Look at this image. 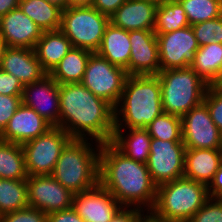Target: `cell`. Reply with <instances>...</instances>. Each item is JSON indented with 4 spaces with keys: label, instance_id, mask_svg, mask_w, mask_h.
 Here are the masks:
<instances>
[{
    "label": "cell",
    "instance_id": "cell-1",
    "mask_svg": "<svg viewBox=\"0 0 222 222\" xmlns=\"http://www.w3.org/2000/svg\"><path fill=\"white\" fill-rule=\"evenodd\" d=\"M99 183L125 208L149 213L154 207L157 186L147 164L130 159L111 142L100 147Z\"/></svg>",
    "mask_w": 222,
    "mask_h": 222
},
{
    "label": "cell",
    "instance_id": "cell-2",
    "mask_svg": "<svg viewBox=\"0 0 222 222\" xmlns=\"http://www.w3.org/2000/svg\"><path fill=\"white\" fill-rule=\"evenodd\" d=\"M59 127L72 139L111 142L115 129L114 107L81 83L59 85Z\"/></svg>",
    "mask_w": 222,
    "mask_h": 222
},
{
    "label": "cell",
    "instance_id": "cell-3",
    "mask_svg": "<svg viewBox=\"0 0 222 222\" xmlns=\"http://www.w3.org/2000/svg\"><path fill=\"white\" fill-rule=\"evenodd\" d=\"M115 129L146 128L163 113L157 75H129L114 108Z\"/></svg>",
    "mask_w": 222,
    "mask_h": 222
},
{
    "label": "cell",
    "instance_id": "cell-4",
    "mask_svg": "<svg viewBox=\"0 0 222 222\" xmlns=\"http://www.w3.org/2000/svg\"><path fill=\"white\" fill-rule=\"evenodd\" d=\"M94 144V145H93ZM101 143L89 139H71L62 149L51 176L73 194L99 183Z\"/></svg>",
    "mask_w": 222,
    "mask_h": 222
},
{
    "label": "cell",
    "instance_id": "cell-5",
    "mask_svg": "<svg viewBox=\"0 0 222 222\" xmlns=\"http://www.w3.org/2000/svg\"><path fill=\"white\" fill-rule=\"evenodd\" d=\"M209 198L205 184L182 177L157 187L149 214L158 222H188Z\"/></svg>",
    "mask_w": 222,
    "mask_h": 222
},
{
    "label": "cell",
    "instance_id": "cell-6",
    "mask_svg": "<svg viewBox=\"0 0 222 222\" xmlns=\"http://www.w3.org/2000/svg\"><path fill=\"white\" fill-rule=\"evenodd\" d=\"M157 76L164 113L182 117L203 102L208 84L191 67L160 70Z\"/></svg>",
    "mask_w": 222,
    "mask_h": 222
},
{
    "label": "cell",
    "instance_id": "cell-7",
    "mask_svg": "<svg viewBox=\"0 0 222 222\" xmlns=\"http://www.w3.org/2000/svg\"><path fill=\"white\" fill-rule=\"evenodd\" d=\"M109 17L92 6L66 7L62 10L60 30L73 47L96 52L101 44Z\"/></svg>",
    "mask_w": 222,
    "mask_h": 222
},
{
    "label": "cell",
    "instance_id": "cell-8",
    "mask_svg": "<svg viewBox=\"0 0 222 222\" xmlns=\"http://www.w3.org/2000/svg\"><path fill=\"white\" fill-rule=\"evenodd\" d=\"M71 136L58 126L22 144L28 176L51 175Z\"/></svg>",
    "mask_w": 222,
    "mask_h": 222
},
{
    "label": "cell",
    "instance_id": "cell-9",
    "mask_svg": "<svg viewBox=\"0 0 222 222\" xmlns=\"http://www.w3.org/2000/svg\"><path fill=\"white\" fill-rule=\"evenodd\" d=\"M128 76L125 69L113 65L94 52L89 57L81 84L115 108Z\"/></svg>",
    "mask_w": 222,
    "mask_h": 222
},
{
    "label": "cell",
    "instance_id": "cell-10",
    "mask_svg": "<svg viewBox=\"0 0 222 222\" xmlns=\"http://www.w3.org/2000/svg\"><path fill=\"white\" fill-rule=\"evenodd\" d=\"M185 149L183 141L151 139L150 155L146 164L157 187L184 176Z\"/></svg>",
    "mask_w": 222,
    "mask_h": 222
},
{
    "label": "cell",
    "instance_id": "cell-11",
    "mask_svg": "<svg viewBox=\"0 0 222 222\" xmlns=\"http://www.w3.org/2000/svg\"><path fill=\"white\" fill-rule=\"evenodd\" d=\"M182 141L186 149H222V135L202 102L181 117Z\"/></svg>",
    "mask_w": 222,
    "mask_h": 222
},
{
    "label": "cell",
    "instance_id": "cell-12",
    "mask_svg": "<svg viewBox=\"0 0 222 222\" xmlns=\"http://www.w3.org/2000/svg\"><path fill=\"white\" fill-rule=\"evenodd\" d=\"M161 70L190 67L199 49L191 26L166 34H156Z\"/></svg>",
    "mask_w": 222,
    "mask_h": 222
},
{
    "label": "cell",
    "instance_id": "cell-13",
    "mask_svg": "<svg viewBox=\"0 0 222 222\" xmlns=\"http://www.w3.org/2000/svg\"><path fill=\"white\" fill-rule=\"evenodd\" d=\"M27 192L29 207L46 214L72 207L74 194L51 175L29 176Z\"/></svg>",
    "mask_w": 222,
    "mask_h": 222
},
{
    "label": "cell",
    "instance_id": "cell-14",
    "mask_svg": "<svg viewBox=\"0 0 222 222\" xmlns=\"http://www.w3.org/2000/svg\"><path fill=\"white\" fill-rule=\"evenodd\" d=\"M72 208L85 222H110L123 208L100 183L73 195Z\"/></svg>",
    "mask_w": 222,
    "mask_h": 222
},
{
    "label": "cell",
    "instance_id": "cell-15",
    "mask_svg": "<svg viewBox=\"0 0 222 222\" xmlns=\"http://www.w3.org/2000/svg\"><path fill=\"white\" fill-rule=\"evenodd\" d=\"M22 104L35 110L52 126L59 127V84L49 75L24 86Z\"/></svg>",
    "mask_w": 222,
    "mask_h": 222
},
{
    "label": "cell",
    "instance_id": "cell-16",
    "mask_svg": "<svg viewBox=\"0 0 222 222\" xmlns=\"http://www.w3.org/2000/svg\"><path fill=\"white\" fill-rule=\"evenodd\" d=\"M131 53L128 75H157L160 70L159 45L153 30L129 31Z\"/></svg>",
    "mask_w": 222,
    "mask_h": 222
},
{
    "label": "cell",
    "instance_id": "cell-17",
    "mask_svg": "<svg viewBox=\"0 0 222 222\" xmlns=\"http://www.w3.org/2000/svg\"><path fill=\"white\" fill-rule=\"evenodd\" d=\"M42 30L18 7L0 18V37L7 47L35 48Z\"/></svg>",
    "mask_w": 222,
    "mask_h": 222
},
{
    "label": "cell",
    "instance_id": "cell-18",
    "mask_svg": "<svg viewBox=\"0 0 222 222\" xmlns=\"http://www.w3.org/2000/svg\"><path fill=\"white\" fill-rule=\"evenodd\" d=\"M52 127L35 110L21 104L0 133V140L22 145L41 136Z\"/></svg>",
    "mask_w": 222,
    "mask_h": 222
},
{
    "label": "cell",
    "instance_id": "cell-19",
    "mask_svg": "<svg viewBox=\"0 0 222 222\" xmlns=\"http://www.w3.org/2000/svg\"><path fill=\"white\" fill-rule=\"evenodd\" d=\"M158 3L152 0H127L109 18L112 25L126 31L154 30Z\"/></svg>",
    "mask_w": 222,
    "mask_h": 222
},
{
    "label": "cell",
    "instance_id": "cell-20",
    "mask_svg": "<svg viewBox=\"0 0 222 222\" xmlns=\"http://www.w3.org/2000/svg\"><path fill=\"white\" fill-rule=\"evenodd\" d=\"M0 68L18 78L23 86L38 81L47 74L35 51L30 48L7 47Z\"/></svg>",
    "mask_w": 222,
    "mask_h": 222
},
{
    "label": "cell",
    "instance_id": "cell-21",
    "mask_svg": "<svg viewBox=\"0 0 222 222\" xmlns=\"http://www.w3.org/2000/svg\"><path fill=\"white\" fill-rule=\"evenodd\" d=\"M221 163L222 149H185L183 177L208 186Z\"/></svg>",
    "mask_w": 222,
    "mask_h": 222
},
{
    "label": "cell",
    "instance_id": "cell-22",
    "mask_svg": "<svg viewBox=\"0 0 222 222\" xmlns=\"http://www.w3.org/2000/svg\"><path fill=\"white\" fill-rule=\"evenodd\" d=\"M96 53L113 65L126 70L131 53L129 31L109 23L105 28L100 47Z\"/></svg>",
    "mask_w": 222,
    "mask_h": 222
},
{
    "label": "cell",
    "instance_id": "cell-23",
    "mask_svg": "<svg viewBox=\"0 0 222 222\" xmlns=\"http://www.w3.org/2000/svg\"><path fill=\"white\" fill-rule=\"evenodd\" d=\"M72 47L71 41L58 29L42 32L34 51L42 69L49 74Z\"/></svg>",
    "mask_w": 222,
    "mask_h": 222
},
{
    "label": "cell",
    "instance_id": "cell-24",
    "mask_svg": "<svg viewBox=\"0 0 222 222\" xmlns=\"http://www.w3.org/2000/svg\"><path fill=\"white\" fill-rule=\"evenodd\" d=\"M151 139L146 128L114 129L111 143L130 159L147 163Z\"/></svg>",
    "mask_w": 222,
    "mask_h": 222
},
{
    "label": "cell",
    "instance_id": "cell-25",
    "mask_svg": "<svg viewBox=\"0 0 222 222\" xmlns=\"http://www.w3.org/2000/svg\"><path fill=\"white\" fill-rule=\"evenodd\" d=\"M93 52L72 47L49 75L59 84L81 83L90 55Z\"/></svg>",
    "mask_w": 222,
    "mask_h": 222
},
{
    "label": "cell",
    "instance_id": "cell-26",
    "mask_svg": "<svg viewBox=\"0 0 222 222\" xmlns=\"http://www.w3.org/2000/svg\"><path fill=\"white\" fill-rule=\"evenodd\" d=\"M18 7L43 32L58 30L61 27L63 9L53 3L46 0H20Z\"/></svg>",
    "mask_w": 222,
    "mask_h": 222
},
{
    "label": "cell",
    "instance_id": "cell-27",
    "mask_svg": "<svg viewBox=\"0 0 222 222\" xmlns=\"http://www.w3.org/2000/svg\"><path fill=\"white\" fill-rule=\"evenodd\" d=\"M190 67L208 85H212L222 71V44L212 42L199 47Z\"/></svg>",
    "mask_w": 222,
    "mask_h": 222
},
{
    "label": "cell",
    "instance_id": "cell-28",
    "mask_svg": "<svg viewBox=\"0 0 222 222\" xmlns=\"http://www.w3.org/2000/svg\"><path fill=\"white\" fill-rule=\"evenodd\" d=\"M28 177L22 145L0 140V178L21 180Z\"/></svg>",
    "mask_w": 222,
    "mask_h": 222
},
{
    "label": "cell",
    "instance_id": "cell-29",
    "mask_svg": "<svg viewBox=\"0 0 222 222\" xmlns=\"http://www.w3.org/2000/svg\"><path fill=\"white\" fill-rule=\"evenodd\" d=\"M190 26L185 10L177 0L158 3L154 32L166 34Z\"/></svg>",
    "mask_w": 222,
    "mask_h": 222
},
{
    "label": "cell",
    "instance_id": "cell-30",
    "mask_svg": "<svg viewBox=\"0 0 222 222\" xmlns=\"http://www.w3.org/2000/svg\"><path fill=\"white\" fill-rule=\"evenodd\" d=\"M28 206L27 179L0 178V216Z\"/></svg>",
    "mask_w": 222,
    "mask_h": 222
},
{
    "label": "cell",
    "instance_id": "cell-31",
    "mask_svg": "<svg viewBox=\"0 0 222 222\" xmlns=\"http://www.w3.org/2000/svg\"><path fill=\"white\" fill-rule=\"evenodd\" d=\"M190 26L222 16V0H177Z\"/></svg>",
    "mask_w": 222,
    "mask_h": 222
},
{
    "label": "cell",
    "instance_id": "cell-32",
    "mask_svg": "<svg viewBox=\"0 0 222 222\" xmlns=\"http://www.w3.org/2000/svg\"><path fill=\"white\" fill-rule=\"evenodd\" d=\"M151 138L162 141H182L181 117L162 113L146 127Z\"/></svg>",
    "mask_w": 222,
    "mask_h": 222
},
{
    "label": "cell",
    "instance_id": "cell-33",
    "mask_svg": "<svg viewBox=\"0 0 222 222\" xmlns=\"http://www.w3.org/2000/svg\"><path fill=\"white\" fill-rule=\"evenodd\" d=\"M199 47L214 43L222 44V16L191 26Z\"/></svg>",
    "mask_w": 222,
    "mask_h": 222
},
{
    "label": "cell",
    "instance_id": "cell-34",
    "mask_svg": "<svg viewBox=\"0 0 222 222\" xmlns=\"http://www.w3.org/2000/svg\"><path fill=\"white\" fill-rule=\"evenodd\" d=\"M203 102L207 105L211 119L222 135V90L208 85Z\"/></svg>",
    "mask_w": 222,
    "mask_h": 222
},
{
    "label": "cell",
    "instance_id": "cell-35",
    "mask_svg": "<svg viewBox=\"0 0 222 222\" xmlns=\"http://www.w3.org/2000/svg\"><path fill=\"white\" fill-rule=\"evenodd\" d=\"M188 222H222V199L209 198Z\"/></svg>",
    "mask_w": 222,
    "mask_h": 222
},
{
    "label": "cell",
    "instance_id": "cell-36",
    "mask_svg": "<svg viewBox=\"0 0 222 222\" xmlns=\"http://www.w3.org/2000/svg\"><path fill=\"white\" fill-rule=\"evenodd\" d=\"M48 214L42 210L26 207L0 216V222H47Z\"/></svg>",
    "mask_w": 222,
    "mask_h": 222
},
{
    "label": "cell",
    "instance_id": "cell-37",
    "mask_svg": "<svg viewBox=\"0 0 222 222\" xmlns=\"http://www.w3.org/2000/svg\"><path fill=\"white\" fill-rule=\"evenodd\" d=\"M21 104V96L0 94V133Z\"/></svg>",
    "mask_w": 222,
    "mask_h": 222
},
{
    "label": "cell",
    "instance_id": "cell-38",
    "mask_svg": "<svg viewBox=\"0 0 222 222\" xmlns=\"http://www.w3.org/2000/svg\"><path fill=\"white\" fill-rule=\"evenodd\" d=\"M24 86L14 75L0 68V94L9 96H22Z\"/></svg>",
    "mask_w": 222,
    "mask_h": 222
},
{
    "label": "cell",
    "instance_id": "cell-39",
    "mask_svg": "<svg viewBox=\"0 0 222 222\" xmlns=\"http://www.w3.org/2000/svg\"><path fill=\"white\" fill-rule=\"evenodd\" d=\"M149 218L148 212L123 207L110 222H146Z\"/></svg>",
    "mask_w": 222,
    "mask_h": 222
},
{
    "label": "cell",
    "instance_id": "cell-40",
    "mask_svg": "<svg viewBox=\"0 0 222 222\" xmlns=\"http://www.w3.org/2000/svg\"><path fill=\"white\" fill-rule=\"evenodd\" d=\"M47 222H85L71 207L48 214Z\"/></svg>",
    "mask_w": 222,
    "mask_h": 222
},
{
    "label": "cell",
    "instance_id": "cell-41",
    "mask_svg": "<svg viewBox=\"0 0 222 222\" xmlns=\"http://www.w3.org/2000/svg\"><path fill=\"white\" fill-rule=\"evenodd\" d=\"M127 0H93L92 7L100 13L110 16Z\"/></svg>",
    "mask_w": 222,
    "mask_h": 222
},
{
    "label": "cell",
    "instance_id": "cell-42",
    "mask_svg": "<svg viewBox=\"0 0 222 222\" xmlns=\"http://www.w3.org/2000/svg\"><path fill=\"white\" fill-rule=\"evenodd\" d=\"M210 198L222 199V163L214 174L212 181L207 186Z\"/></svg>",
    "mask_w": 222,
    "mask_h": 222
},
{
    "label": "cell",
    "instance_id": "cell-43",
    "mask_svg": "<svg viewBox=\"0 0 222 222\" xmlns=\"http://www.w3.org/2000/svg\"><path fill=\"white\" fill-rule=\"evenodd\" d=\"M20 0H0V18L18 8Z\"/></svg>",
    "mask_w": 222,
    "mask_h": 222
},
{
    "label": "cell",
    "instance_id": "cell-44",
    "mask_svg": "<svg viewBox=\"0 0 222 222\" xmlns=\"http://www.w3.org/2000/svg\"><path fill=\"white\" fill-rule=\"evenodd\" d=\"M93 0H67V7L92 6Z\"/></svg>",
    "mask_w": 222,
    "mask_h": 222
},
{
    "label": "cell",
    "instance_id": "cell-45",
    "mask_svg": "<svg viewBox=\"0 0 222 222\" xmlns=\"http://www.w3.org/2000/svg\"><path fill=\"white\" fill-rule=\"evenodd\" d=\"M46 1L53 3L62 9H65L67 7V0H46Z\"/></svg>",
    "mask_w": 222,
    "mask_h": 222
},
{
    "label": "cell",
    "instance_id": "cell-46",
    "mask_svg": "<svg viewBox=\"0 0 222 222\" xmlns=\"http://www.w3.org/2000/svg\"><path fill=\"white\" fill-rule=\"evenodd\" d=\"M6 48H7L6 43L0 37V64Z\"/></svg>",
    "mask_w": 222,
    "mask_h": 222
},
{
    "label": "cell",
    "instance_id": "cell-47",
    "mask_svg": "<svg viewBox=\"0 0 222 222\" xmlns=\"http://www.w3.org/2000/svg\"><path fill=\"white\" fill-rule=\"evenodd\" d=\"M213 85L216 87V88H219L222 90V71L219 75V77L217 78V80L213 83Z\"/></svg>",
    "mask_w": 222,
    "mask_h": 222
},
{
    "label": "cell",
    "instance_id": "cell-48",
    "mask_svg": "<svg viewBox=\"0 0 222 222\" xmlns=\"http://www.w3.org/2000/svg\"><path fill=\"white\" fill-rule=\"evenodd\" d=\"M152 1H156L157 3H161V2L168 1V0H152Z\"/></svg>",
    "mask_w": 222,
    "mask_h": 222
},
{
    "label": "cell",
    "instance_id": "cell-49",
    "mask_svg": "<svg viewBox=\"0 0 222 222\" xmlns=\"http://www.w3.org/2000/svg\"><path fill=\"white\" fill-rule=\"evenodd\" d=\"M146 222H158V221H155L150 217Z\"/></svg>",
    "mask_w": 222,
    "mask_h": 222
}]
</instances>
